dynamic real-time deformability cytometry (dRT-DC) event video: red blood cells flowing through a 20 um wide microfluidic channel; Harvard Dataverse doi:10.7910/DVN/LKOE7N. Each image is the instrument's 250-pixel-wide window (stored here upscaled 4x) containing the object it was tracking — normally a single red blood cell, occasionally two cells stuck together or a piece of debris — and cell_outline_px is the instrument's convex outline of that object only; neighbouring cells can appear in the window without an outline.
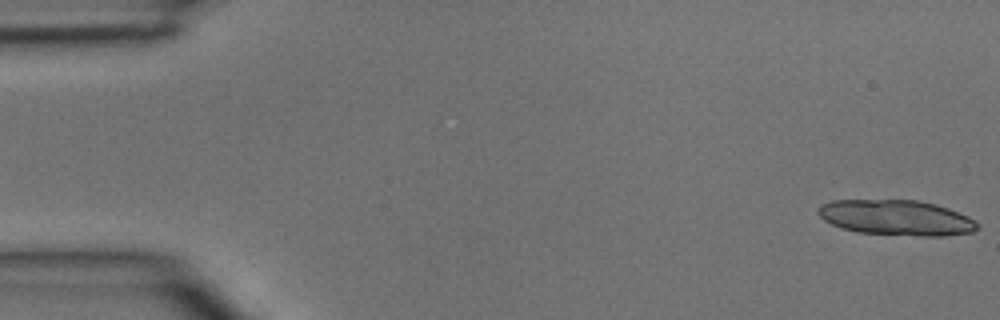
{"species": "common noctule bat (a hibernating species)", "species_latin": "Nyctalus noctula", "temperature_condition": "room temperature", "stored_images_in_passage": 4, "camera_frame_rate_fps": 3000, "um_per_image_px": 0.085, "animal": {"sex": "male", "body_mass_g": 15.6}, "frame": {"image": 1, "passage_image": 1, "time_ms": 0.0, "image_size_px": [1000, 320], "cell_outline_px": [[980, 228], [972, 232], [940, 236], [920, 236], [856, 232], [840, 228], [824, 220], [816, 212], [816, 208], [820, 204], [832, 200], [920, 200], [936, 204], [948, 208], [968, 216], [980, 224]], "centroid_in_image_um": [76.17, 18.5], "position_along_channel_um": 8.8, "area_um2": 33.12}}